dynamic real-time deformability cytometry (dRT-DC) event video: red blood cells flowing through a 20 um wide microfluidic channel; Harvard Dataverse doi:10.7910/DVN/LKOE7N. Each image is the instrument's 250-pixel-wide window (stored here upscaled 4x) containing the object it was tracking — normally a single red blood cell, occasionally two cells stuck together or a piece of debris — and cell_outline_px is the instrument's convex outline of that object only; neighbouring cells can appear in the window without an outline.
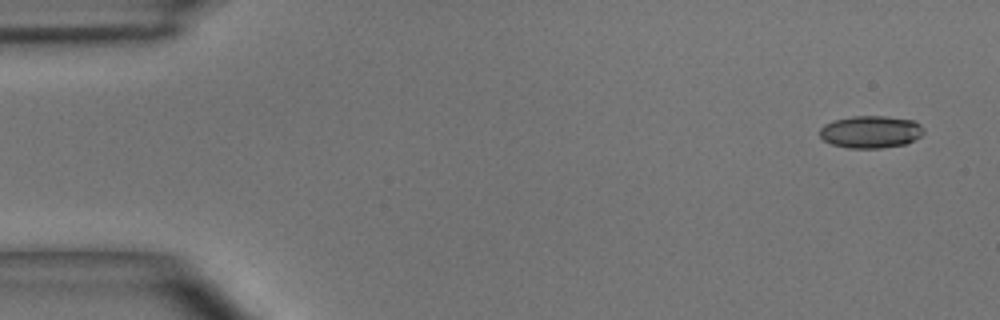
{"species": "common noctule bat (a hibernating species)", "species_latin": "Nyctalus noctula", "temperature_condition": "room temperature", "stored_images_in_passage": 47, "camera_frame_rate_fps": 3000, "um_per_image_px": 0.085, "animal": {"sex": "male", "body_mass_g": 15.6}, "frame": {"image": 1, "passage_image": 1, "time_ms": 0.0, "image_size_px": [1000, 320], "cell_outline_px": [[924, 132], [920, 136], [904, 144], [880, 148], [848, 148], [832, 144], [824, 140], [820, 136], [820, 128], [824, 124], [836, 120], [852, 116], [884, 116], [916, 120], [924, 128]], "centroid_in_image_um": [74.02, 11.2], "position_along_channel_um": 11.0, "area_um2": 19.54}}
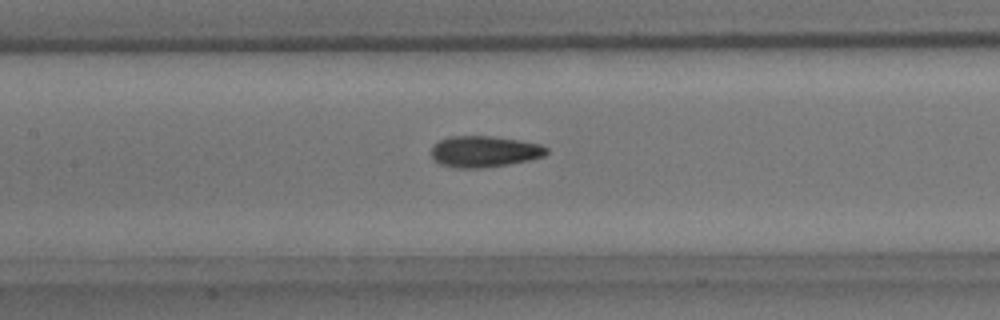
{"frame": {"image": 2, "passage_image": 21, "time_ms": 6.667, "image_size_px": [1000, 320], "cell_outline_px": [[548, 152], [544, 156], [528, 160], [508, 164], [484, 168], [456, 168], [440, 164], [432, 156], [432, 144], [448, 136], [492, 136], [520, 140], [540, 144], [548, 148]], "centroid_in_image_um": [41.16, 12.87], "position_along_channel_um": 166.2, "area_um2": 21.04}}
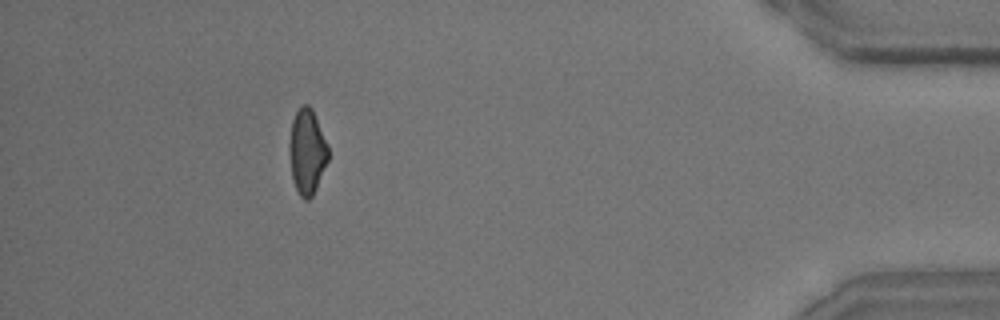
{"frame": {"image": 3, "passage_image": 43, "time_ms": 14.0, "image_size_px": [1000, 320], "cell_outline_px": [[328, 160], [316, 188], [312, 196], [308, 200], [304, 200], [300, 196], [292, 180], [288, 152], [288, 144], [292, 120], [296, 112], [304, 104], [308, 104], [312, 108], [328, 148]], "centroid_in_image_um": [26.06, 12.91], "position_along_channel_um": 409.1, "area_um2": 19.25}, "authors_computed_cell_mechanics": {"area_um2": 20.2878, "velocity_mm_per_s": 4.0738, "shape_relaxation_time_tau1_ms": 4.7688, "shape_relaxation_time_tau2_ms": 2.5591, "deformation_change_tau1": 0.1384, "deformation_change_tau2": 0.0767}}